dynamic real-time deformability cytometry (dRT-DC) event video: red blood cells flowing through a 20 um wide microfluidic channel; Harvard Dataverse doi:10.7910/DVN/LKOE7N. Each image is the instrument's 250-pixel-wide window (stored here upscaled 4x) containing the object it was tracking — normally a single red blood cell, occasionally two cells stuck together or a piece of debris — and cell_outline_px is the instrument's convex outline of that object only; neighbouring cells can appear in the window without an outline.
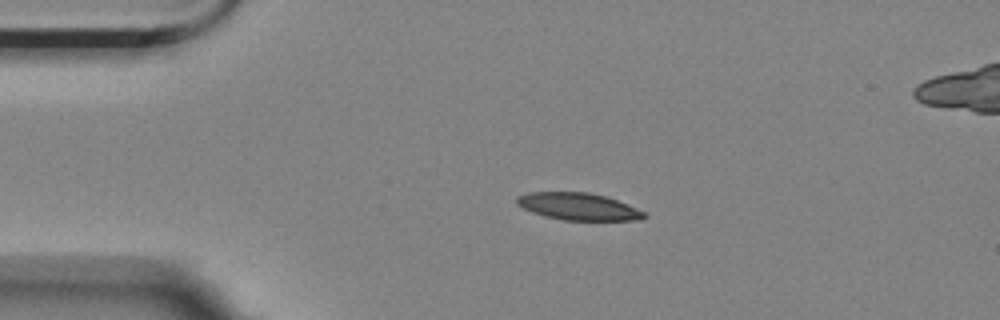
{"species": "Egyptian fruit bat (a non-hibernating species)", "species_latin": "Rousettus aegyptiacus", "temperature_condition": "room temperature", "stored_images_in_passage": 4, "camera_frame_rate_fps": 3000, "um_per_image_px": 0.085, "animal": {"sex": "female"}, "frame": {"image": 1, "passage_image": 3, "time_ms": 0.667, "image_size_px": [1000, 320], "cell_outline_px": [[648, 216], [640, 220], [564, 220], [532, 212], [516, 204], [516, 196], [528, 192], [588, 192], [604, 196], [616, 200], [636, 208], [644, 212]], "centroid_in_image_um": [49.14, 17.55], "position_along_channel_um": 35.9, "area_um2": 19.94}}